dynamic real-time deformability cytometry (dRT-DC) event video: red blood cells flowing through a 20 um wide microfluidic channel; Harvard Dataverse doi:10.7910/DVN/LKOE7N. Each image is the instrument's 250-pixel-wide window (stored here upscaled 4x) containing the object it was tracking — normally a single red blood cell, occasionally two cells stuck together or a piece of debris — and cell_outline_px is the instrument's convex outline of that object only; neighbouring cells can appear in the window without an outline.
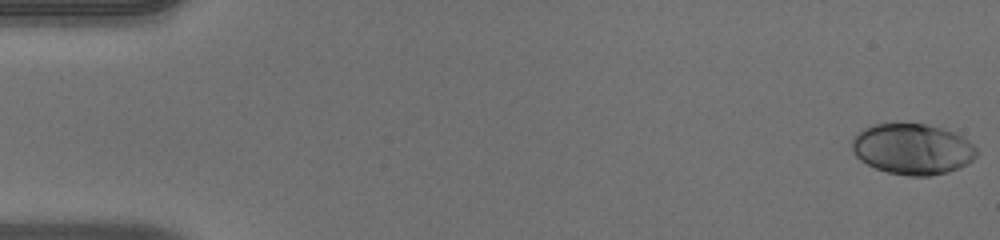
{"species": "human", "species_latin": "Homo sapiens", "temperature_condition": "warm", "stored_images_in_passage": 51, "camera_frame_rate_fps": 3000, "um_per_image_px": 0.085, "donor": {"sex": "male"}, "frame": {"image": 1, "passage_image": 1, "time_ms": 0.0, "image_size_px": [1000, 240], "cell_outline_px": [[980, 152], [972, 160], [960, 168], [948, 172], [928, 176], [908, 176], [888, 172], [876, 168], [860, 160], [852, 152], [852, 136], [864, 128], [872, 124], [896, 120], [924, 124], [944, 128], [956, 132], [968, 140]], "centroid_in_image_um": [77.55, 12.62], "position_along_channel_um": 7.5, "area_um2": 37.92}}
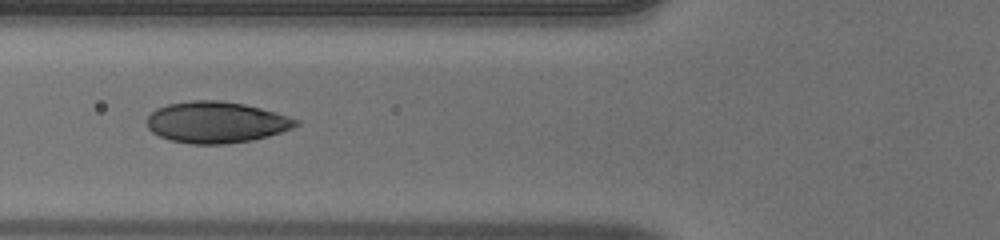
{"frame": {"image": 2, "passage_image": 20, "time_ms": 6.333, "image_size_px": [1000, 240], "cell_outline_px": [[300, 124], [292, 128], [268, 136], [252, 140], [224, 144], [192, 144], [172, 140], [160, 136], [152, 132], [148, 128], [148, 116], [156, 108], [168, 104], [192, 100], [220, 100], [244, 104], [260, 108], [288, 116], [300, 120]], "centroid_in_image_um": [18.39, 10.39], "position_along_channel_um": 107.4, "area_um2": 35.72}}
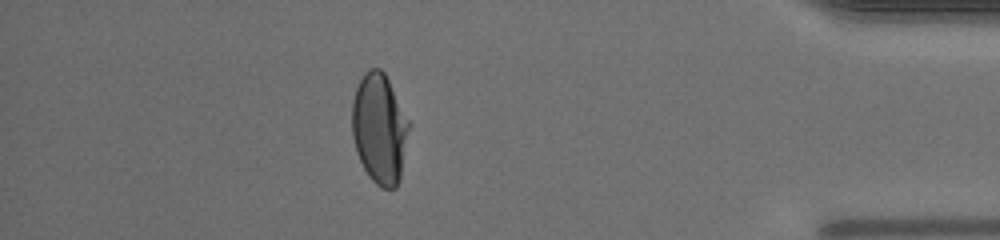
{"frame": {"image": 3, "passage_image": 45, "time_ms": 14.667, "image_size_px": [1000, 240], "cell_outline_px": [[412, 124], [400, 180], [396, 188], [380, 188], [368, 176], [356, 152], [352, 136], [352, 100], [356, 88], [364, 72], [372, 68], [380, 68], [384, 72]], "centroid_in_image_um": [32.29, 10.95], "position_along_channel_um": 402.9, "area_um2": 37.22}, "authors_computed_cell_mechanics": {"area_um2": 36.1828, "velocity_mm_per_s": 4.0517, "shape_relaxation_time_tau1_ms": 4.9856, "shape_relaxation_time_tau2_ms": null, "deformation_change_tau1": 0.2173, "deformation_change_tau2": null}}